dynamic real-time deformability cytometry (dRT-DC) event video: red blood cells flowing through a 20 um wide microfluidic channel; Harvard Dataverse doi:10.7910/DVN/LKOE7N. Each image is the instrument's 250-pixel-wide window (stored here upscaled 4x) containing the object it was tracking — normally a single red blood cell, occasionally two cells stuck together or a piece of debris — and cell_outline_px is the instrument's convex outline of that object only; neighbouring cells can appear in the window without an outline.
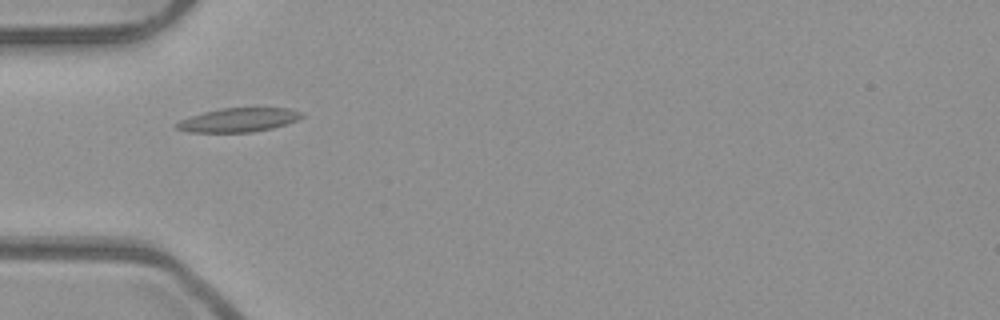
{"species": "common noctule bat (a hibernating species)", "species_latin": "Nyctalus noctula", "temperature_condition": "room temperature", "stored_images_in_passage": 4, "camera_frame_rate_fps": 3000, "um_per_image_px": 0.085, "animal": {"sex": "male", "body_mass_g": 23.1, "forearm_length_mm": 52.7}, "frame": {"image": 1, "passage_image": 1, "time_ms": 0.0, "image_size_px": [1000, 320], "cell_outline_px": [[304, 116], [296, 120], [272, 128], [252, 132], [188, 132], [176, 128], [176, 124], [180, 120], [204, 112], [220, 108], [292, 108], [304, 112]], "centroid_in_image_um": [20.31, 10.19], "position_along_channel_um": 64.7, "area_um2": 17.34}}